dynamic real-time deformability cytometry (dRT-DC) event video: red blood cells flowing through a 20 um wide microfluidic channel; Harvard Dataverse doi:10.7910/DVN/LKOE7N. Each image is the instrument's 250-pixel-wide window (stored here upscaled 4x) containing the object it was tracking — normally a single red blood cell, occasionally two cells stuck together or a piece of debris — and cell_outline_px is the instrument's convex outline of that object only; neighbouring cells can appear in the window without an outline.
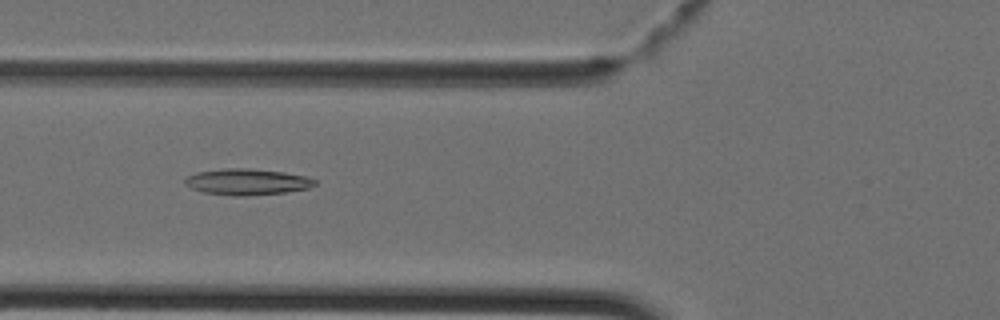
{"species": "Egyptian fruit bat (a non-hibernating species)", "species_latin": "Rousettus aegyptiacus", "temperature_condition": "cold", "stored_images_in_passage": 44, "camera_frame_rate_fps": 3000, "um_per_image_px": 0.085, "animal": {"sex": "female"}, "frame": {"image": 1, "passage_image": 17, "time_ms": 5.333, "image_size_px": [1000, 320], "cell_outline_px": [[316, 184], [308, 188], [284, 192], [244, 196], [232, 196], [204, 192], [192, 188], [184, 184], [184, 180], [188, 176], [196, 172], [224, 168], [248, 168], [284, 172], [304, 176], [316, 180]], "centroid_in_image_um": [20.97, 15.45], "position_along_channel_um": 104.8, "area_um2": 19.71}}
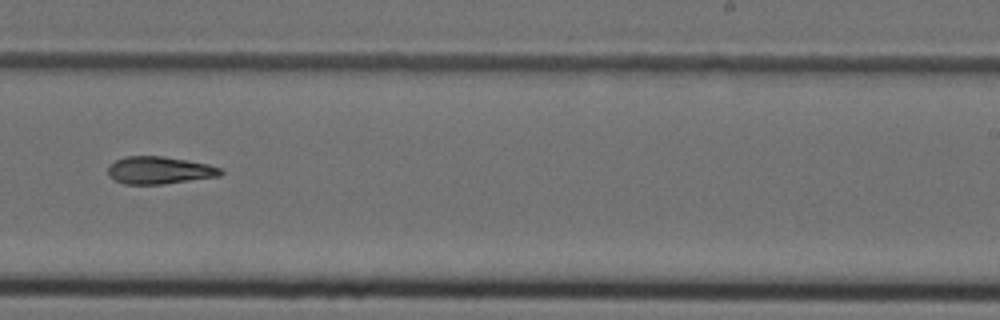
{"frame": {"image": 2, "passage_image": 28, "time_ms": 9.0, "image_size_px": [1000, 320], "cell_outline_px": [[224, 172], [220, 176], [164, 184], [124, 184], [108, 176], [108, 168], [116, 160], [128, 156], [164, 156], [208, 164], [220, 168]], "centroid_in_image_um": [13.56, 14.48], "position_along_channel_um": 275.4, "area_um2": 17.92}}
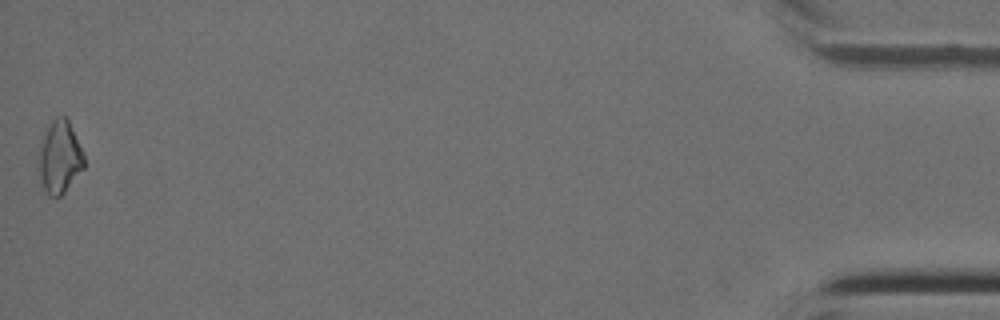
{"frame": {"image": 3, "passage_image": 44, "time_ms": 14.333, "image_size_px": [1000, 320], "cell_outline_px": [[84, 168], [64, 192], [60, 196], [48, 196], [36, 176], [40, 140], [52, 120], [56, 116], [64, 116], [68, 120], [84, 156]], "centroid_in_image_um": [5.01, 13.39], "position_along_channel_um": 430.2, "area_um2": 19.42}}